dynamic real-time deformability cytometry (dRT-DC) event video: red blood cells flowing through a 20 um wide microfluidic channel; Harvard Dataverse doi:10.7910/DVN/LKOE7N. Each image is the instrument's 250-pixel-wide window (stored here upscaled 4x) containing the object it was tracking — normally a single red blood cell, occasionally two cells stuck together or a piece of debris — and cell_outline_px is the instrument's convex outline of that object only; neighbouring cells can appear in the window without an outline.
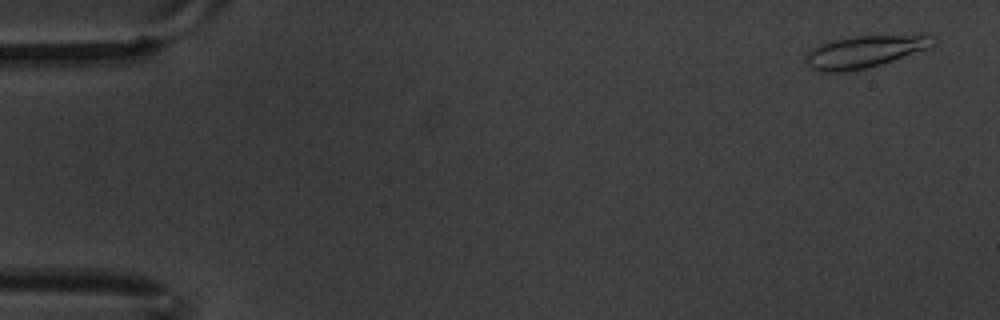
{"species": "common noctule bat (a hibernating species)", "species_latin": "Nyctalus noctula", "temperature_condition": "warm", "stored_images_in_passage": 5, "camera_frame_rate_fps": 3000, "um_per_image_px": 0.085, "animal": {"sex": "male", "body_mass_g": 20.1, "forearm_length_mm": 53.5}, "frame": {"image": 1, "passage_image": 1, "time_ms": 0.0, "image_size_px": [1000, 320], "cell_outline_px": [[940, 40], [936, 44], [928, 48], [868, 68], [844, 72], [816, 72], [808, 68], [804, 64], [804, 56], [816, 44], [828, 40], [848, 36], [936, 36]], "centroid_in_image_um": [73.36, 4.4], "position_along_channel_um": 11.6, "area_um2": 24.22}}
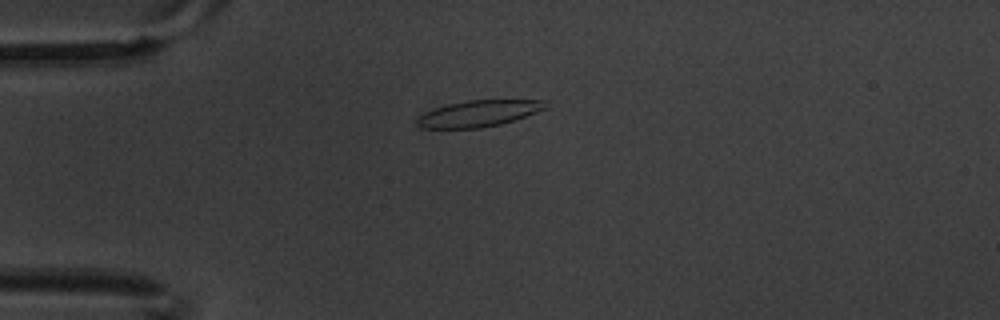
{"frame": {"image": 2, "passage_image": 4, "time_ms": 1.0, "image_size_px": [1000, 320], "cell_outline_px": [[548, 108], [500, 124], [480, 128], [420, 128], [416, 124], [416, 120], [424, 112], [448, 104], [468, 100], [548, 100]], "centroid_in_image_um": [40.69, 9.64], "position_along_channel_um": 44.3, "area_um2": 19.59}}